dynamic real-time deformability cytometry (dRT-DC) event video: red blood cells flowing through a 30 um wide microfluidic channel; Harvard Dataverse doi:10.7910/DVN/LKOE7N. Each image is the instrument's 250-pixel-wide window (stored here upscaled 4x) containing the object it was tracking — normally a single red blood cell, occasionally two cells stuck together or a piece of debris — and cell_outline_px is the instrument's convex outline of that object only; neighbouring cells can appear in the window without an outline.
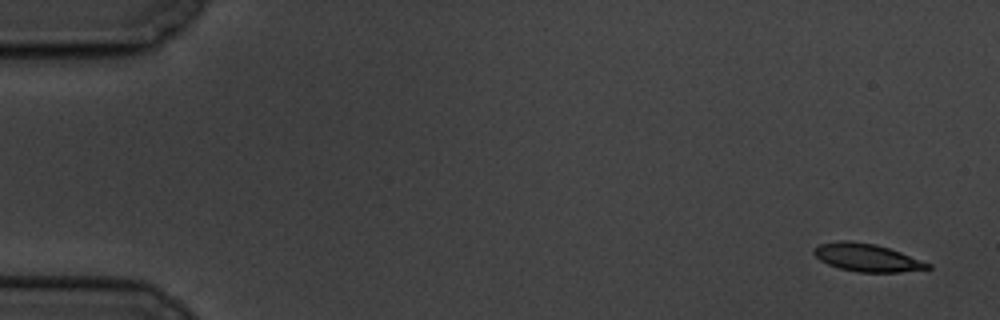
{"species": "common noctule bat (a hibernating species)", "species_latin": "Nyctalus noctula", "temperature_condition": "cold", "stored_images_in_passage": 8, "camera_frame_rate_fps": 3000, "um_per_image_px": 0.085, "animal": {"sex": "male", "body_mass_g": 19.5, "forearm_length_mm": 54.6}, "frame": {"image": 1, "passage_image": 1, "time_ms": 0.0, "image_size_px": [1000, 320], "cell_outline_px": [[932, 268], [900, 272], [856, 272], [840, 268], [828, 264], [820, 260], [812, 252], [812, 248], [820, 244], [840, 240], [848, 240], [876, 244], [900, 252], [932, 264]], "centroid_in_image_um": [73.67, 21.89], "position_along_channel_um": 11.3, "area_um2": 18.44}}
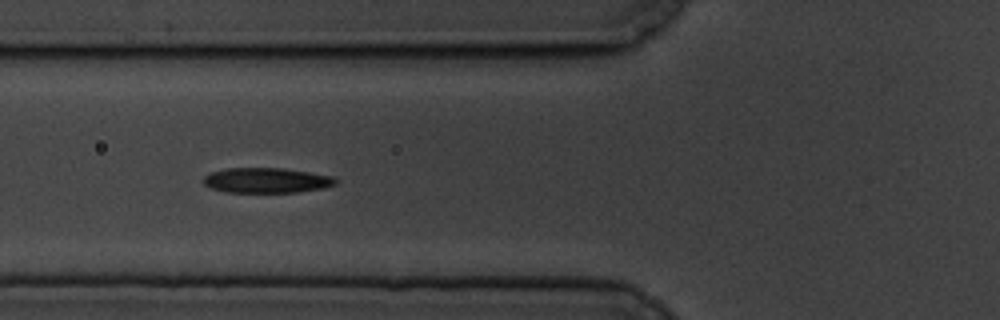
{"frame": {"image": 2, "passage_image": 7, "time_ms": 6.667, "image_size_px": [1000, 320], "cell_outline_px": [[340, 180], [336, 184], [324, 188], [296, 192], [224, 192], [212, 188], [204, 184], [200, 180], [204, 176], [212, 172], [228, 168], [284, 168], [332, 176]], "centroid_in_image_um": [22.66, 15.33], "position_along_channel_um": 103.1, "area_um2": 19.42}}
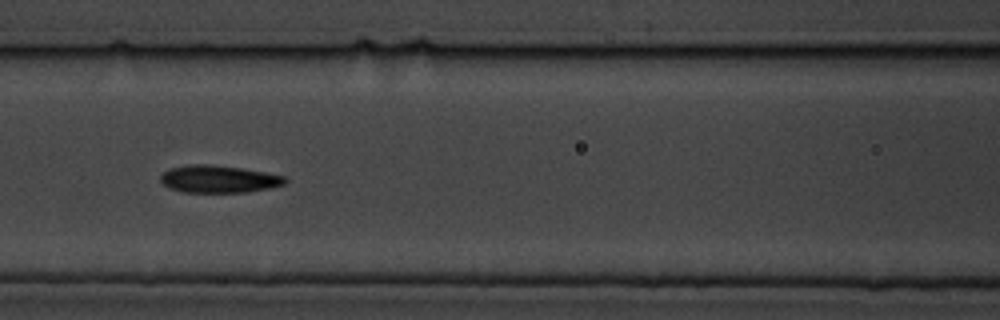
{"frame": {"image": 3, "passage_image": 8, "time_ms": 8.0, "image_size_px": [1000, 320], "cell_outline_px": [[288, 180], [284, 184], [268, 188], [248, 192], [180, 192], [168, 188], [160, 180], [160, 176], [164, 172], [172, 168], [192, 164], [212, 164], [240, 168], [264, 172], [284, 176]], "centroid_in_image_um": [18.57, 15.22], "position_along_channel_um": 148.0, "area_um2": 19.77}}